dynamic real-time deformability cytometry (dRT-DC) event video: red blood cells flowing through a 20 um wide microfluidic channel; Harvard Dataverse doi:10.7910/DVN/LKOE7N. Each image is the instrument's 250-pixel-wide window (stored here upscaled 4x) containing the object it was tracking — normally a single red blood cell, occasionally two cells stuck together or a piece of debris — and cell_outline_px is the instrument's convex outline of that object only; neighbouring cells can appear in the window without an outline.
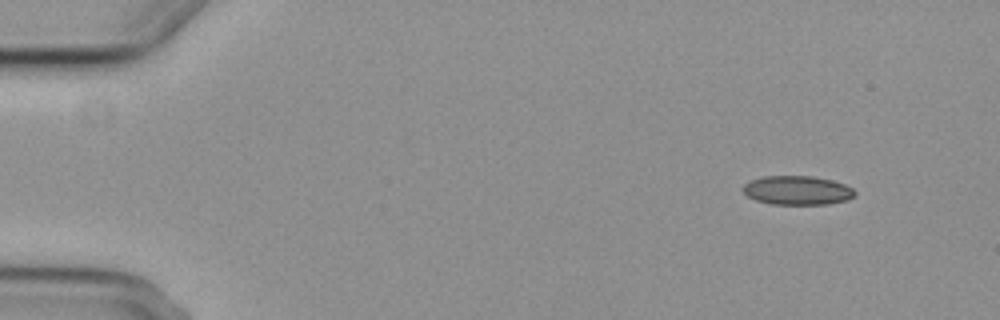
{"species": "common noctule bat (a hibernating species)", "species_latin": "Nyctalus noctula", "temperature_condition": "cold", "stored_images_in_passage": 4, "camera_frame_rate_fps": 3000, "um_per_image_px": 0.085, "animal": {"sex": "female", "body_mass_g": 29.2, "forearm_length_mm": 56.3}, "frame": {"image": 1, "passage_image": 1, "time_ms": 0.0, "image_size_px": [1000, 320], "cell_outline_px": [[856, 192], [848, 200], [828, 204], [772, 204], [756, 200], [748, 196], [740, 188], [744, 184], [752, 180], [764, 176], [812, 176], [832, 180], [844, 184], [852, 188]], "centroid_in_image_um": [67.76, 16.18], "position_along_channel_um": 17.2, "area_um2": 18.84}}
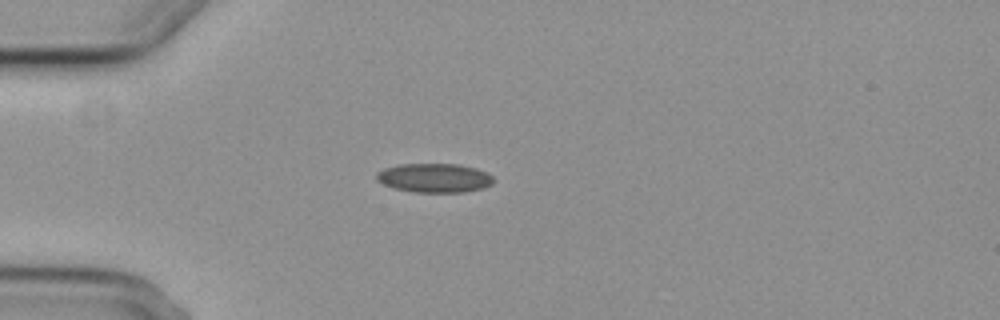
{"frame": {"image": 2, "passage_image": 4, "time_ms": 3.333, "image_size_px": [1000, 320], "cell_outline_px": [[492, 184], [480, 188], [464, 192], [412, 192], [392, 188], [376, 180], [376, 172], [384, 168], [400, 164], [456, 164], [476, 168], [488, 172], [492, 176]], "centroid_in_image_um": [36.88, 15.12], "position_along_channel_um": 48.1, "area_um2": 19.83}}